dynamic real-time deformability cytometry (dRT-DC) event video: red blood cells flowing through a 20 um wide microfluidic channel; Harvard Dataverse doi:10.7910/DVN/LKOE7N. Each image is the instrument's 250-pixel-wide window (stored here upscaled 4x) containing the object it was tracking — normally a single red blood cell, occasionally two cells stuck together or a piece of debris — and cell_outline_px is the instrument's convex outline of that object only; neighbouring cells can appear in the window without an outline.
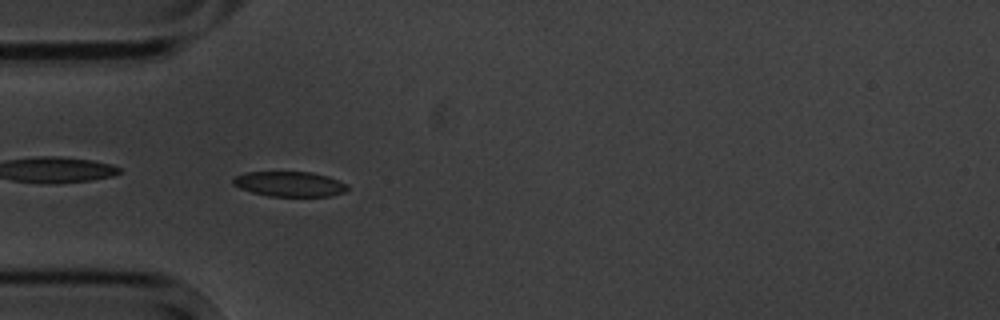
{"species": "common noctule bat (a hibernating species)", "species_latin": "Nyctalus noctula", "temperature_condition": "cold", "stored_images_in_passage": 3, "camera_frame_rate_fps": 3000, "um_per_image_px": 0.085, "animal": {"sex": "male", "body_mass_g": 20.1, "forearm_length_mm": 53.5}, "frame": {"image": 1, "passage_image": 2, "time_ms": 1.333, "image_size_px": [1000, 320], "cell_outline_px": [[348, 188], [344, 192], [328, 196], [268, 196], [252, 192], [240, 188], [232, 184], [232, 180], [236, 176], [244, 172], [312, 172], [328, 176], [348, 184]], "centroid_in_image_um": [24.61, 15.63], "position_along_channel_um": 60.4, "area_um2": 16.7}}